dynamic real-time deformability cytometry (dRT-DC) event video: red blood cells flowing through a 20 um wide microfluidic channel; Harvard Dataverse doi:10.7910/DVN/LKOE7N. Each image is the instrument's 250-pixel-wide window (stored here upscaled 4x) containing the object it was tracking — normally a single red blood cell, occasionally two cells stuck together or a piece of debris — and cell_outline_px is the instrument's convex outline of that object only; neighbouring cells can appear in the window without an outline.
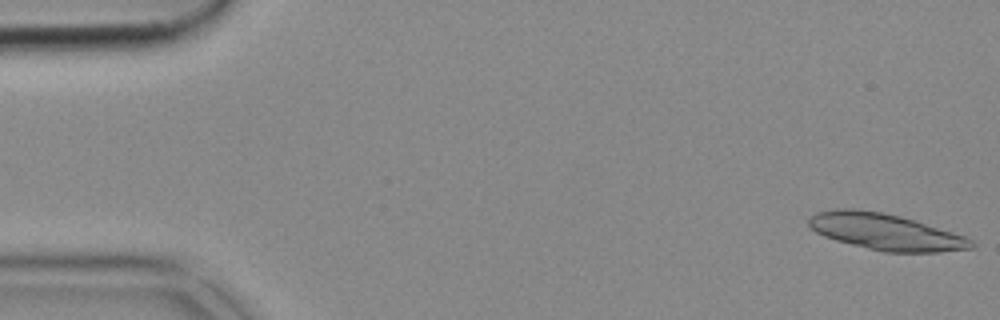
{"species": "common noctule bat (a hibernating species)", "species_latin": "Nyctalus noctula", "temperature_condition": "cold", "stored_images_in_passage": 52, "segment_of_instrument_passage": [1, 2], "camera_frame_rate_fps": 3000, "um_per_image_px": 0.085, "animal": {"sex": "female", "body_mass_g": 18.4}, "frame": {"image": 1, "passage_image": 1, "time_ms": 0.0, "image_size_px": [1000, 320], "cell_outline_px": [[976, 244], [972, 248], [940, 252], [884, 252], [836, 240], [824, 236], [816, 232], [808, 224], [808, 220], [816, 212], [836, 208], [852, 208], [880, 212], [900, 216], [916, 220], [964, 236], [972, 240]], "centroid_in_image_um": [75.27, 19.7], "position_along_channel_um": 9.7, "area_um2": 34.22}}